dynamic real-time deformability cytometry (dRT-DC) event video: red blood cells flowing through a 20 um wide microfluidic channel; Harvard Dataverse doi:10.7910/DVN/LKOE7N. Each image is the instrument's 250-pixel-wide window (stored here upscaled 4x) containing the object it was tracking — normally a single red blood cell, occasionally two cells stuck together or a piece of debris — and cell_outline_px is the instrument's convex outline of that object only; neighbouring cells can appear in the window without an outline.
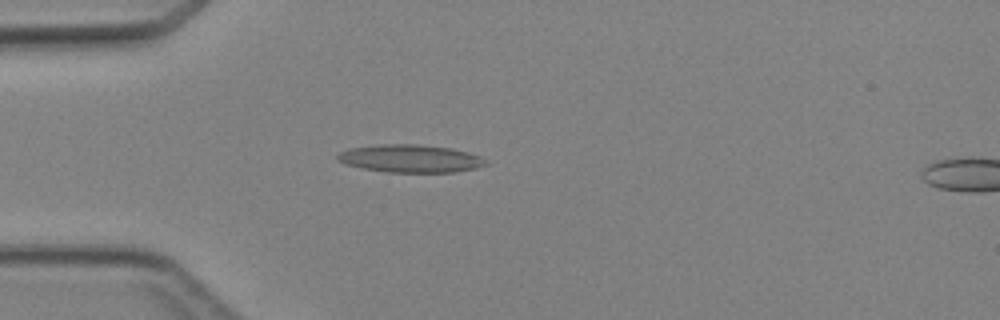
{"species": "Egyptian fruit bat (a non-hibernating species)", "species_latin": "Rousettus aegyptiacus", "temperature_condition": "cold", "stored_images_in_passage": 3, "camera_frame_rate_fps": 3000, "um_per_image_px": 0.085, "animal": {"sex": "female"}, "frame": {"image": 1, "passage_image": 3, "time_ms": 2.333, "image_size_px": [1000, 320], "cell_outline_px": [[488, 164], [476, 168], [456, 172], [384, 172], [344, 164], [336, 160], [336, 156], [340, 152], [348, 148], [380, 144], [416, 144], [452, 148], [468, 152], [480, 156], [488, 160]], "centroid_in_image_um": [34.88, 13.47], "position_along_channel_um": 50.1, "area_um2": 24.22}}